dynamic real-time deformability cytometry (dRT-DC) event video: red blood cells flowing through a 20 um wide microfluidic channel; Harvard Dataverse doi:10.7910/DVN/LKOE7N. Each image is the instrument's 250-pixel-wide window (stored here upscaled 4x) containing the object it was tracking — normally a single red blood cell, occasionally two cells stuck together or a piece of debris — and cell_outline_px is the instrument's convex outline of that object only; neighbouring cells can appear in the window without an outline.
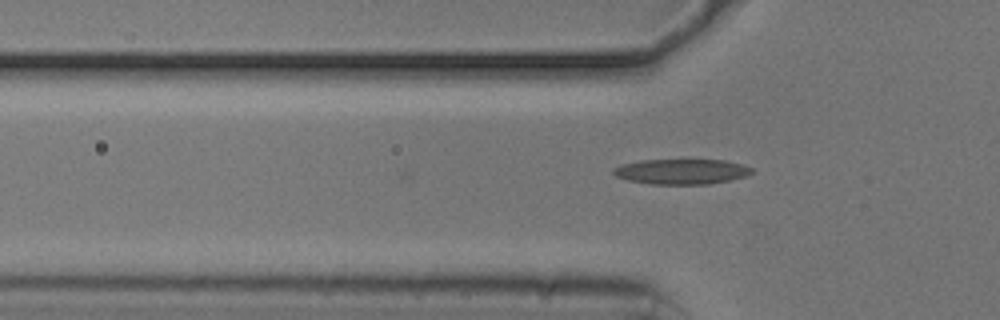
{"species": "common noctule bat (a hibernating species)", "species_latin": "Nyctalus noctula", "temperature_condition": "cold", "stored_images_in_passage": 2, "camera_frame_rate_fps": 3000, "um_per_image_px": 0.085, "animal": {"sex": "male", "body_mass_g": 20.5, "forearm_length_mm": 52.5}, "frame": {"image": 1, "passage_image": 2, "time_ms": 0.333, "image_size_px": [1000, 320], "cell_outline_px": [[752, 172], [744, 176], [728, 180], [708, 184], [648, 184], [628, 180], [616, 176], [612, 172], [612, 168], [624, 164], [640, 160], [724, 160], [744, 164], [752, 168]], "centroid_in_image_um": [57.9, 14.58], "position_along_channel_um": 67.9, "area_um2": 20.23}}